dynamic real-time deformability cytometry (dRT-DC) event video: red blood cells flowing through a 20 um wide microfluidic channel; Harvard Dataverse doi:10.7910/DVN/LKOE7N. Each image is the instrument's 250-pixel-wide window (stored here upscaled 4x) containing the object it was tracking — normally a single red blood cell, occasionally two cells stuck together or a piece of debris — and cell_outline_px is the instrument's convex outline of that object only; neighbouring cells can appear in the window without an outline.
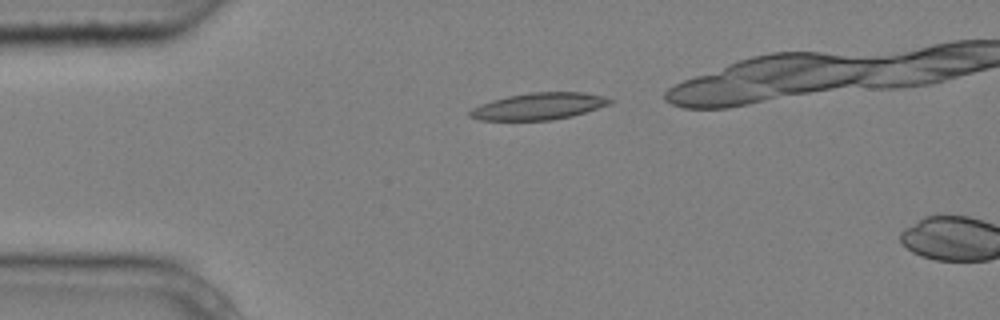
{"species": "common noctule bat (a hibernating species)", "species_latin": "Nyctalus noctula", "temperature_condition": "cold", "stored_images_in_passage": 2, "camera_frame_rate_fps": 3000, "um_per_image_px": 0.085, "animal": {"sex": "male", "body_mass_g": 20.4}, "frame": {"image": 1, "passage_image": 1, "time_ms": 0.0, "image_size_px": [1000, 320], "cell_outline_px": [[616, 100], [612, 104], [572, 116], [552, 120], [480, 120], [468, 116], [468, 112], [472, 108], [480, 104], [492, 100], [508, 96], [528, 92], [584, 92], [604, 96]], "centroid_in_image_um": [45.83, 9.02], "position_along_channel_um": 39.2, "area_um2": 22.08}}